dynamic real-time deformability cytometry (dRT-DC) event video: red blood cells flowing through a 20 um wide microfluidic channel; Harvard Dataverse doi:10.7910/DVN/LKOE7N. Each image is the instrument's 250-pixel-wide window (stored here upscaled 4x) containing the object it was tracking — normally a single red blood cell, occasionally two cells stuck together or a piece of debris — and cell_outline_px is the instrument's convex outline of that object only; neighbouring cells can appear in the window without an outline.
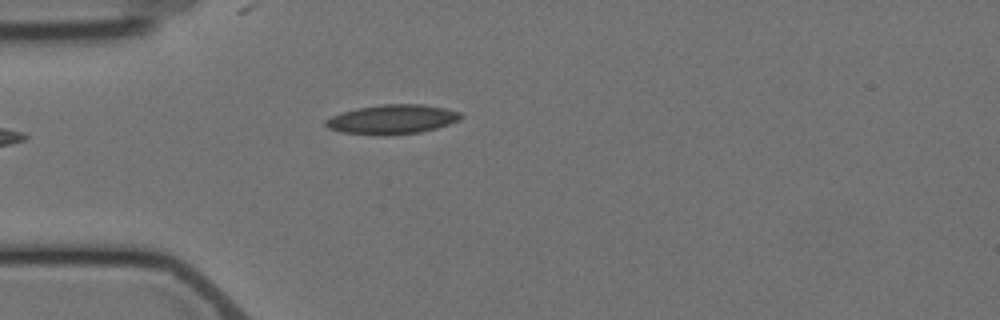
{"species": "Egyptian fruit bat (a non-hibernating species)", "species_latin": "Rousettus aegyptiacus", "temperature_condition": "cold", "stored_images_in_passage": 3, "camera_frame_rate_fps": 3000, "um_per_image_px": 0.085, "animal": {"sex": "female"}, "frame": {"image": 1, "passage_image": 3, "time_ms": 2.333, "image_size_px": [1000, 320], "cell_outline_px": [[464, 116], [460, 120], [436, 128], [420, 132], [384, 136], [340, 132], [328, 128], [324, 124], [324, 120], [332, 116], [356, 108], [384, 104], [420, 104], [444, 108], [460, 112]], "centroid_in_image_um": [33.33, 10.15], "position_along_channel_um": 51.7, "area_um2": 23.18}}